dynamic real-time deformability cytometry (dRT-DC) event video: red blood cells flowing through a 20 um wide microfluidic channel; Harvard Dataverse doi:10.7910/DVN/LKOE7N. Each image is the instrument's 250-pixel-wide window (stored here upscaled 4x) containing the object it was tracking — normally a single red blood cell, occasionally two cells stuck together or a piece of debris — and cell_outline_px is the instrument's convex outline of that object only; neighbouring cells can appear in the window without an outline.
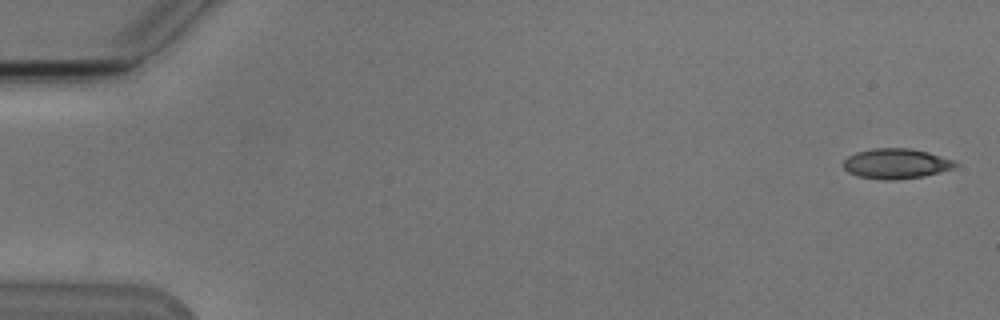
{"species": "Egyptian fruit bat (a non-hibernating species)", "species_latin": "Rousettus aegyptiacus", "temperature_condition": "cold", "stored_images_in_passage": 4, "camera_frame_rate_fps": 3000, "um_per_image_px": 0.085, "animal": {"sex": "male"}, "frame": {"image": 1, "passage_image": 1, "time_ms": 0.0, "image_size_px": [1000, 320], "cell_outline_px": [[960, 164], [952, 168], [940, 172], [924, 176], [896, 180], [884, 180], [856, 176], [848, 172], [844, 168], [844, 160], [848, 156], [856, 152], [872, 148], [912, 148], [928, 152], [956, 160]], "centroid_in_image_um": [76.19, 13.9], "position_along_channel_um": 8.8, "area_um2": 19.88}}